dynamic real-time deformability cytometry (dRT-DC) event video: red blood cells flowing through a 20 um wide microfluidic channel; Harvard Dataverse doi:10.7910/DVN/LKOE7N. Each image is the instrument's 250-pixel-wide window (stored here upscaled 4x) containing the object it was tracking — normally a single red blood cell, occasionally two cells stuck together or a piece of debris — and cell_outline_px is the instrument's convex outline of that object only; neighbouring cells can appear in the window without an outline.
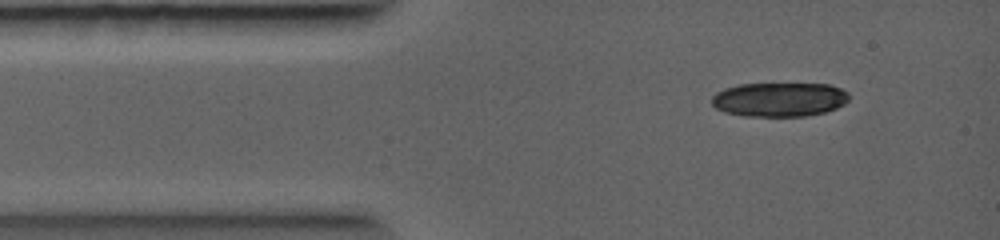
{"species": "common noctule bat (a hibernating species)", "species_latin": "Nyctalus noctula", "temperature_condition": "warm", "stored_images_in_passage": 4, "camera_frame_rate_fps": 5000, "um_per_image_px": 0.085, "animal": {"sex": "female", "body_mass_g": 19.0, "forearm_length_mm": 56.7}, "frame": {"image": 1, "passage_image": 1, "time_ms": 0.0, "image_size_px": [1000, 240], "cell_outline_px": [[848, 100], [844, 104], [836, 108], [824, 112], [804, 116], [744, 116], [724, 112], [716, 108], [712, 104], [712, 96], [716, 92], [724, 88], [740, 84], [828, 84], [840, 88], [848, 92]], "centroid_in_image_um": [66.22, 8.45], "position_along_channel_um": 18.8, "area_um2": 27.34}}